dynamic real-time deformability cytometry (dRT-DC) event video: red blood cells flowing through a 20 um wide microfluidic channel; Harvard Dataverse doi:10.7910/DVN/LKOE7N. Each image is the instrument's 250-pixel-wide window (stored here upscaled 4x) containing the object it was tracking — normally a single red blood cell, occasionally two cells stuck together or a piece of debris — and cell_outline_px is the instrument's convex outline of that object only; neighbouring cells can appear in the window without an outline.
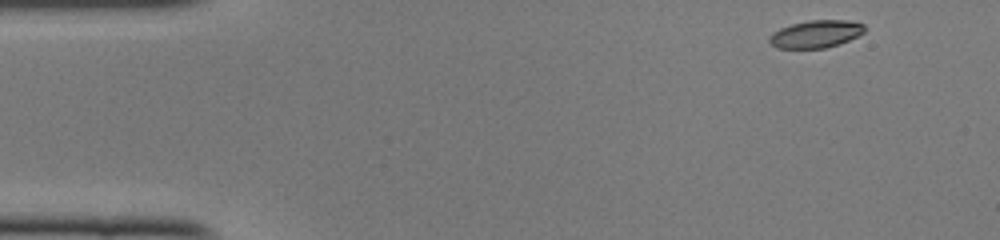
{"species": "common noctule bat (a hibernating species)", "species_latin": "Nyctalus noctula", "temperature_condition": "cold", "stored_images_in_passage": 43, "camera_frame_rate_fps": 3000, "um_per_image_px": 0.085, "animal": {"sex": "female", "body_mass_g": 22.0, "forearm_length_mm": 56.7}, "frame": {"image": 1, "passage_image": 1, "time_ms": 0.0, "image_size_px": [1000, 240], "cell_outline_px": [[864, 32], [848, 40], [824, 48], [776, 48], [768, 40], [768, 36], [772, 32], [780, 28], [792, 24], [808, 20], [848, 20], [864, 24]], "centroid_in_image_um": [69.3, 2.88], "position_along_channel_um": 15.7, "area_um2": 15.14}}
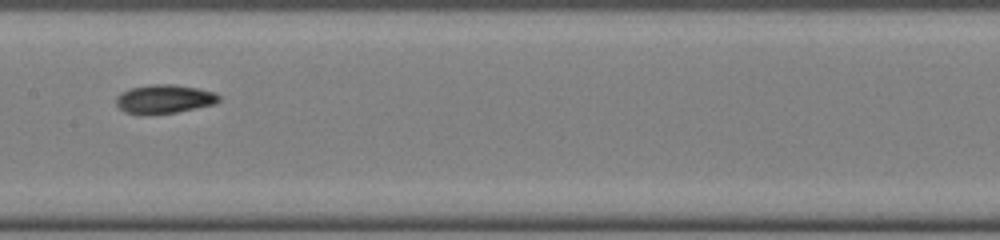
{"frame": {"image": 2, "passage_image": 21, "time_ms": 6.667, "image_size_px": [1000, 240], "cell_outline_px": [[220, 100], [212, 104], [176, 112], [148, 116], [140, 116], [124, 112], [116, 104], [116, 96], [120, 92], [132, 88], [152, 84], [172, 84], [196, 88], [216, 92], [220, 96]], "centroid_in_image_um": [13.9, 8.44], "position_along_channel_um": 193.5, "area_um2": 17.46}}
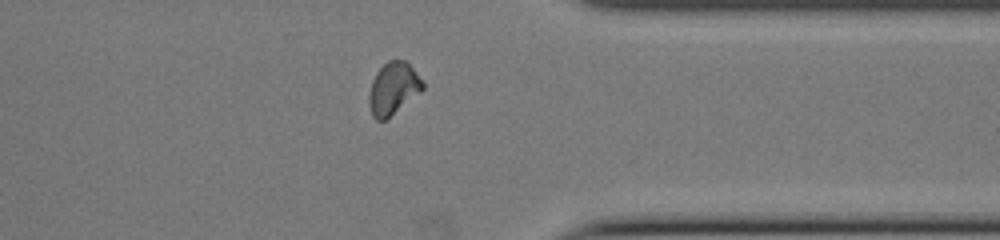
{"frame": {"image": 3, "passage_image": 35, "time_ms": 11.333, "image_size_px": [1000, 240], "cell_outline_px": [[424, 88], [420, 92], [384, 120], [376, 120], [372, 116], [368, 104], [368, 96], [372, 80], [376, 72], [388, 60], [404, 60], [424, 80]], "centroid_in_image_um": [33.41, 7.51], "position_along_channel_um": 378.0, "area_um2": 16.18}}